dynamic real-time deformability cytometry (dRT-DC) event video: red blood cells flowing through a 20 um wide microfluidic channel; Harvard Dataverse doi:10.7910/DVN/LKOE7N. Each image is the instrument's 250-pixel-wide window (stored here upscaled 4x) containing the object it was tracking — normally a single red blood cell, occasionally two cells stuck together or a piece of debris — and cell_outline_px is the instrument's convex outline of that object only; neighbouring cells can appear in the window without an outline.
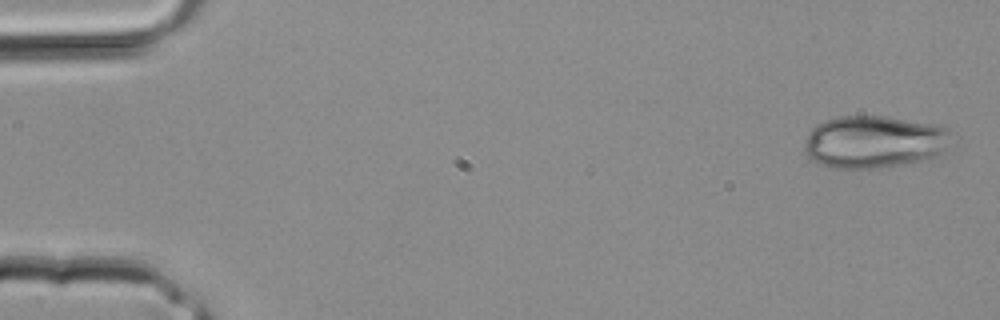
{"species": "common noctule bat (a hibernating species)", "species_latin": "Nyctalus noctula", "temperature_condition": "room temperature", "stored_images_in_passage": 4, "camera_frame_rate_fps": 3000, "um_per_image_px": 0.085, "animal": {"sex": "male", "body_mass_g": 20.4}, "frame": {"image": 1, "passage_image": 1, "time_ms": 0.0, "image_size_px": [1000, 320], "cell_outline_px": [[948, 132], [940, 152], [936, 156], [924, 160], [876, 168], [832, 168], [812, 160], [804, 152], [804, 140], [808, 132], [816, 124], [824, 120], [840, 116], [888, 116], [936, 124], [948, 128]], "centroid_in_image_um": [74.19, 12.04], "position_along_channel_um": 10.8, "area_um2": 44.56}}
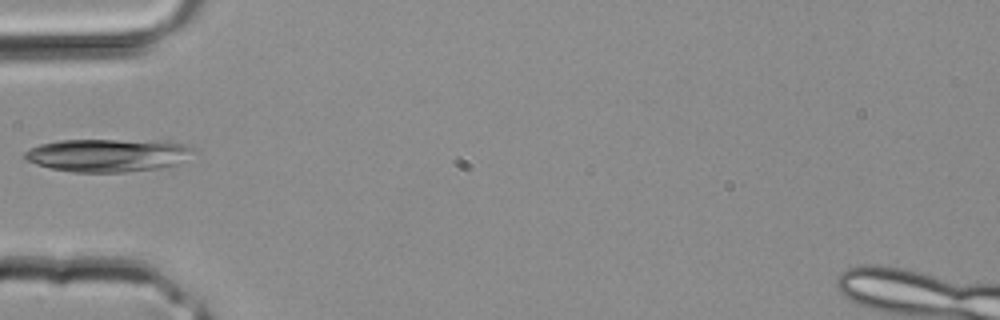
{"frame": {"image": 2, "passage_image": 4, "time_ms": 1.0, "image_size_px": [1000, 320], "cell_outline_px": [[192, 148], [176, 164], [160, 168], [124, 172], [72, 172], [52, 168], [36, 164], [24, 160], [20, 156], [24, 152], [40, 144], [60, 140], [164, 140], [184, 144]], "centroid_in_image_um": [9.05, 13.18], "position_along_channel_um": 75.9, "area_um2": 32.19}}